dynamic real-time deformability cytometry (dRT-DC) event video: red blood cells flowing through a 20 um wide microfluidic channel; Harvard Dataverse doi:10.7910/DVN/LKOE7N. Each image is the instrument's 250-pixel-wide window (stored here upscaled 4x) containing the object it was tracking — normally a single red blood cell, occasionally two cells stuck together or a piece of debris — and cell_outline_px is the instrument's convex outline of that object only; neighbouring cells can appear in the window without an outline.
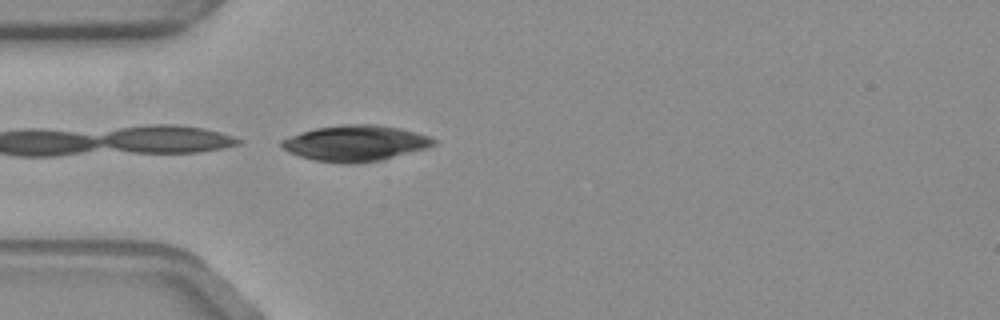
{"species": "common noctule bat (a hibernating species)", "species_latin": "Nyctalus noctula", "temperature_condition": "warm", "stored_images_in_passage": 3, "camera_frame_rate_fps": 3000, "um_per_image_px": 0.085, "animal": {"sex": "female", "body_mass_g": 19.3, "forearm_length_mm": 54.1}, "frame": {"image": 1, "passage_image": 3, "time_ms": 0.667, "image_size_px": [1000, 320], "cell_outline_px": [[436, 144], [424, 148], [380, 160], [360, 164], [340, 164], [312, 160], [288, 152], [280, 148], [280, 140], [300, 132], [316, 128], [340, 124], [376, 124], [400, 128], [416, 132], [428, 136], [436, 140]], "centroid_in_image_um": [30.14, 12.18], "position_along_channel_um": 54.9, "area_um2": 31.96}}